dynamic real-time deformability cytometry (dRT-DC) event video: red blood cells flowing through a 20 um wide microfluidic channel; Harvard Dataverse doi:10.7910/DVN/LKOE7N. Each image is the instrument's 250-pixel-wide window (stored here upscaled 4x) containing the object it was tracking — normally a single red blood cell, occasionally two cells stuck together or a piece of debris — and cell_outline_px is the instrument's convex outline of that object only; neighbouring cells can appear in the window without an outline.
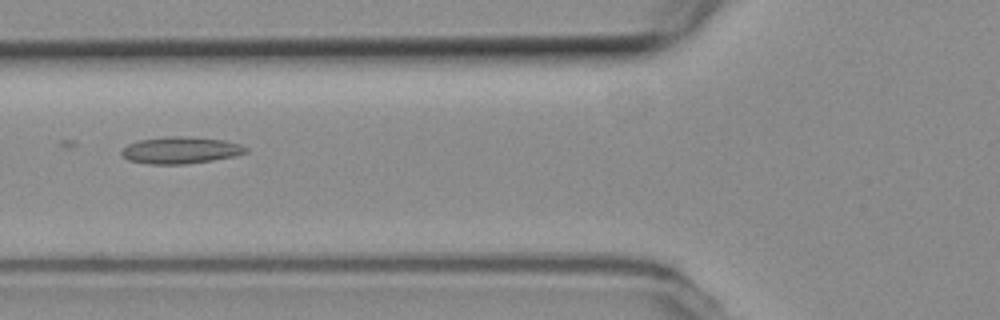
{"species": "common noctule bat (a hibernating species)", "species_latin": "Nyctalus noctula", "temperature_condition": "room temperature", "stored_images_in_passage": 38, "camera_frame_rate_fps": 3000, "um_per_image_px": 0.085, "animal": {"sex": "female", "body_mass_g": 19.3, "forearm_length_mm": 54.1}, "frame": {"image": 1, "passage_image": 6, "time_ms": 1.667, "image_size_px": [1000, 320], "cell_outline_px": [[248, 152], [232, 156], [212, 160], [188, 164], [148, 164], [128, 160], [120, 152], [128, 144], [140, 140], [172, 136], [180, 136], [224, 140], [240, 144], [248, 148]], "centroid_in_image_um": [15.35, 12.77], "position_along_channel_um": 110.4, "area_um2": 19.19}}
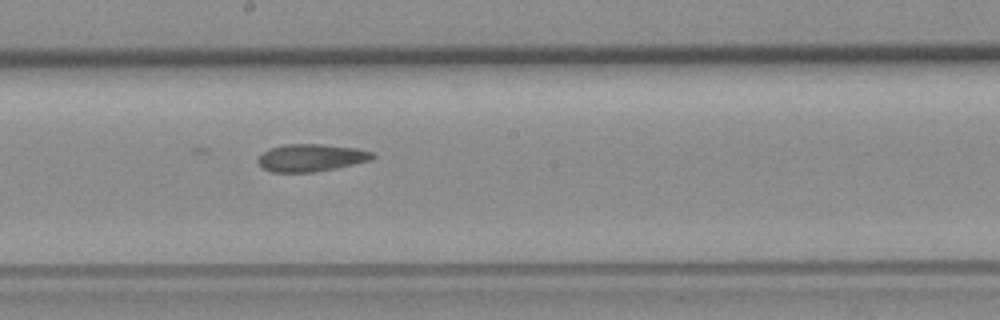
{"frame": {"image": 2, "passage_image": 15, "time_ms": 4.667, "image_size_px": [1000, 320], "cell_outline_px": [[376, 156], [372, 160], [336, 168], [316, 172], [272, 172], [264, 168], [256, 160], [264, 152], [272, 148], [284, 144], [320, 144], [356, 148], [372, 152]], "centroid_in_image_um": [26.47, 13.41], "position_along_channel_um": 221.7, "area_um2": 18.21}}
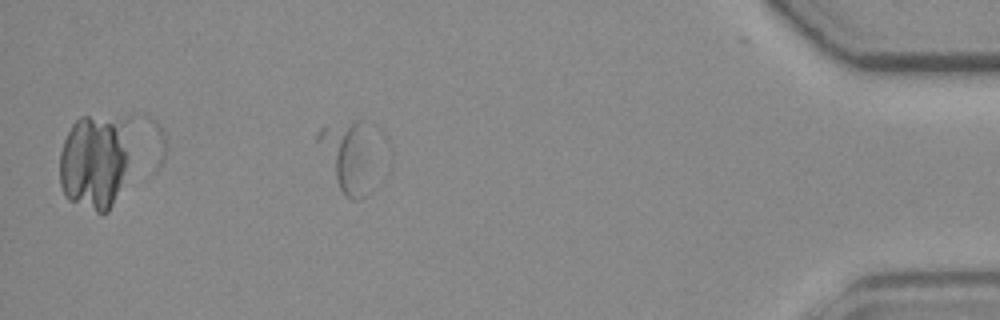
{"frame": {"image": 3, "passage_image": 34, "time_ms": 11.0, "image_size_px": [1000, 320], "cell_outline_px": [[368, 192], [364, 196], [356, 200], [352, 200], [344, 196], [316, 140], [316, 136], [320, 128], [356, 120], [360, 120]], "centroid_in_image_um": [29.36, 13.34], "position_along_channel_um": 405.8, "area_um2": 19.71}}